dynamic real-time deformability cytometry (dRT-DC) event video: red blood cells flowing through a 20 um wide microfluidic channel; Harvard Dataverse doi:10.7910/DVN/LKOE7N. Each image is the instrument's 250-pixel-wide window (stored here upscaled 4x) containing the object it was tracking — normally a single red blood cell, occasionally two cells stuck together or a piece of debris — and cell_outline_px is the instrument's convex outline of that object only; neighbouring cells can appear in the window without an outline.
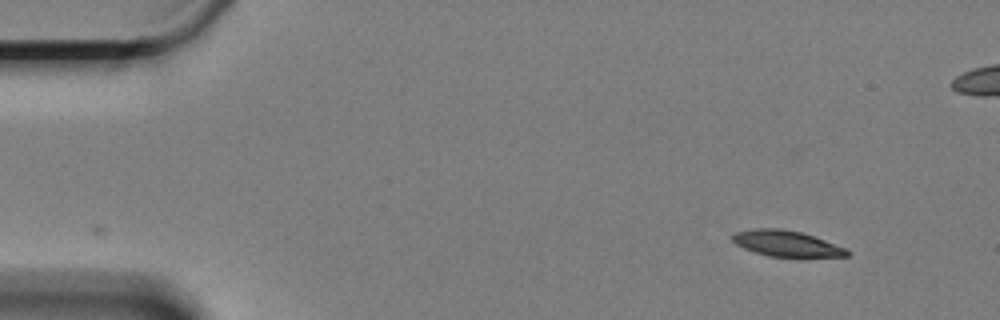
{"species": "Egyptian fruit bat (a non-hibernating species)", "species_latin": "Rousettus aegyptiacus", "temperature_condition": "cold", "stored_images_in_passage": 56, "camera_frame_rate_fps": 3000, "um_per_image_px": 0.085, "animal": {"sex": "female"}, "frame": {"image": 1, "passage_image": 1, "time_ms": 0.0, "image_size_px": [1000, 320], "cell_outline_px": [[852, 252], [848, 256], [768, 256], [744, 248], [736, 244], [732, 240], [732, 236], [736, 232], [752, 228], [780, 228], [800, 232], [848, 248]], "centroid_in_image_um": [66.86, 20.69], "position_along_channel_um": 18.1, "area_um2": 17.05}}
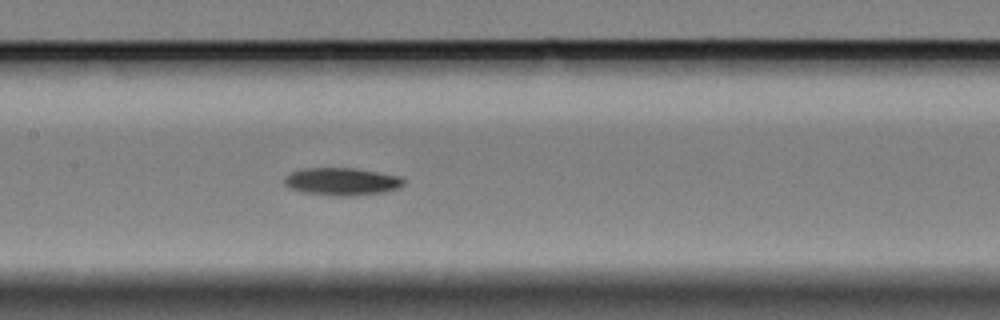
{"frame": {"image": 2, "passage_image": 24, "time_ms": 7.667, "image_size_px": [1000, 320], "cell_outline_px": [[404, 184], [396, 188], [384, 192], [352, 196], [336, 196], [300, 192], [288, 188], [284, 184], [284, 176], [292, 172], [304, 168], [352, 168], [400, 176], [404, 180]], "centroid_in_image_um": [29.0, 15.44], "position_along_channel_um": 178.4, "area_um2": 19.19}}
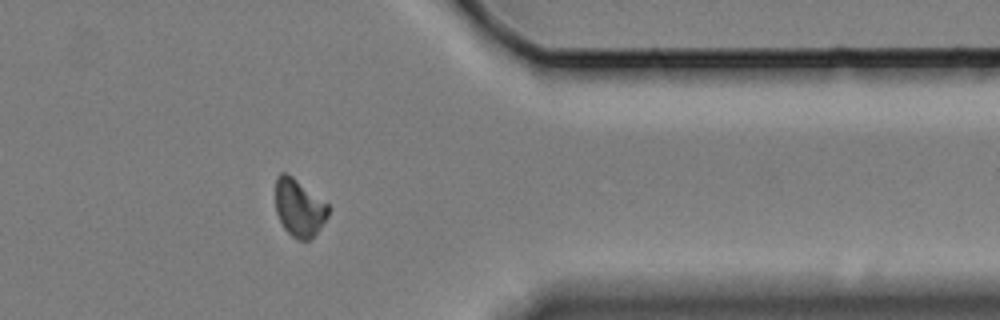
{"frame": {"image": 3, "passage_image": 44, "time_ms": 14.333, "image_size_px": [1000, 320], "cell_outline_px": [[328, 216], [320, 228], [308, 240], [296, 240], [284, 228], [276, 212], [276, 176], [280, 172], [284, 172], [292, 176], [328, 204]], "centroid_in_image_um": [25.41, 17.66], "position_along_channel_um": 386.0, "area_um2": 17.46}, "authors_computed_cell_mechanics": {"area_um2": 18.3804, "velocity_mm_per_s": 3.3101, "shape_relaxation_time_tau1_ms": 5.9855, "shape_relaxation_time_tau2_ms": null, "deformation_change_tau1": 0.1367, "deformation_change_tau2": null}}